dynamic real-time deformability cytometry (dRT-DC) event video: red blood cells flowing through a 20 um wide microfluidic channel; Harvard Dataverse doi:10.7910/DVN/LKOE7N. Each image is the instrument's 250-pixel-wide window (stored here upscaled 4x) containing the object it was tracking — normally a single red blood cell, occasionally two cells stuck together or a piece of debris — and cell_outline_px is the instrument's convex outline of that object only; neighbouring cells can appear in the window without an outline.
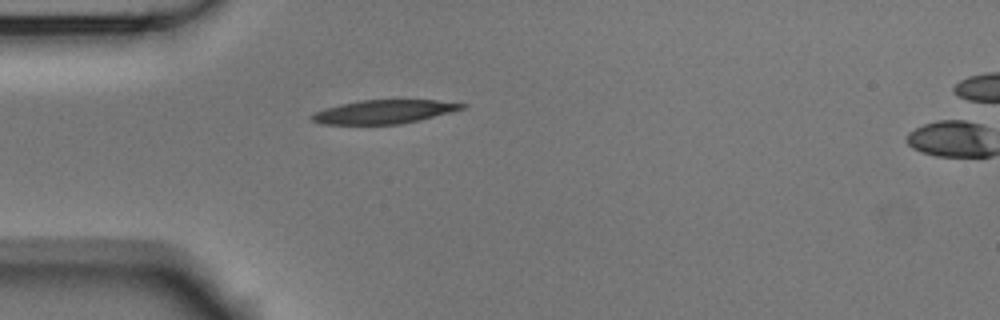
{"species": "Egyptian fruit bat (a non-hibernating species)", "species_latin": "Rousettus aegyptiacus", "temperature_condition": "room temperature", "stored_images_in_passage": 3, "camera_frame_rate_fps": 3000, "um_per_image_px": 0.085, "animal": {"sex": "male"}, "frame": {"image": 1, "passage_image": 1, "time_ms": 0.0, "image_size_px": [1000, 320], "cell_outline_px": [[468, 104], [464, 108], [452, 112], [420, 120], [400, 124], [320, 124], [312, 120], [308, 116], [312, 112], [324, 108], [340, 104], [360, 100], [436, 100]], "centroid_in_image_um": [32.6, 9.5], "position_along_channel_um": 52.4, "area_um2": 20.87}}